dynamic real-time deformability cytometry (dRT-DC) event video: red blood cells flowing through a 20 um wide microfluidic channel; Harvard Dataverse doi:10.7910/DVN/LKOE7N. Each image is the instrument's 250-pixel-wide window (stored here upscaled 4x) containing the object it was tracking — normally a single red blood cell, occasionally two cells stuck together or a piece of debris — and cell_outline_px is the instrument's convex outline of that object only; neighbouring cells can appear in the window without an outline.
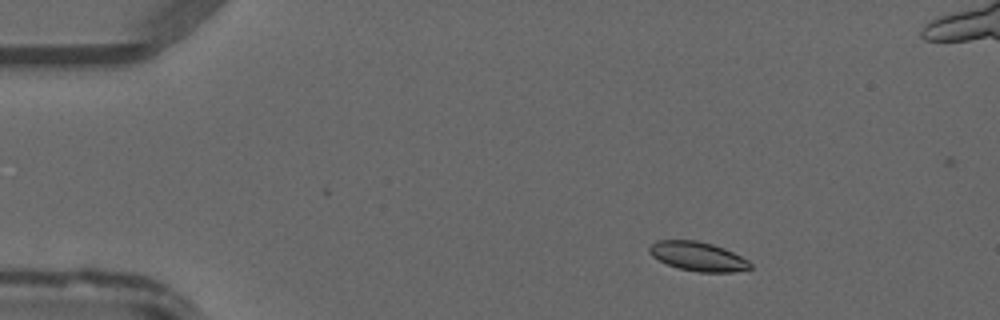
{"species": "common noctule bat (a hibernating species)", "species_latin": "Nyctalus noctula", "temperature_condition": "warm", "stored_images_in_passage": 47, "camera_frame_rate_fps": 3000, "um_per_image_px": 0.085, "animal": {"sex": "male", "forearm_length_mm": 52.5}, "frame": {"image": 1, "passage_image": 6, "time_ms": 1.667, "image_size_px": [1000, 320], "cell_outline_px": [[752, 268], [732, 272], [700, 272], [680, 268], [668, 264], [652, 256], [648, 252], [648, 248], [656, 240], [696, 240], [712, 244], [724, 248], [748, 260], [752, 264]], "centroid_in_image_um": [59.32, 21.78], "position_along_channel_um": 25.7, "area_um2": 16.99}}
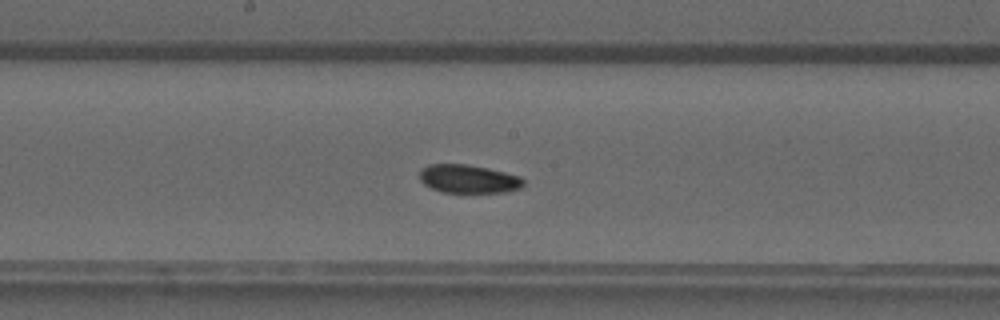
{"frame": {"image": 2, "passage_image": 24, "time_ms": 7.667, "image_size_px": [1000, 320], "cell_outline_px": [[524, 188], [508, 192], [444, 192], [432, 188], [424, 184], [420, 180], [420, 168], [428, 164], [468, 164], [488, 168], [520, 176], [524, 180]], "centroid_in_image_um": [39.85, 15.2], "position_along_channel_um": 208.4, "area_um2": 17.34}}
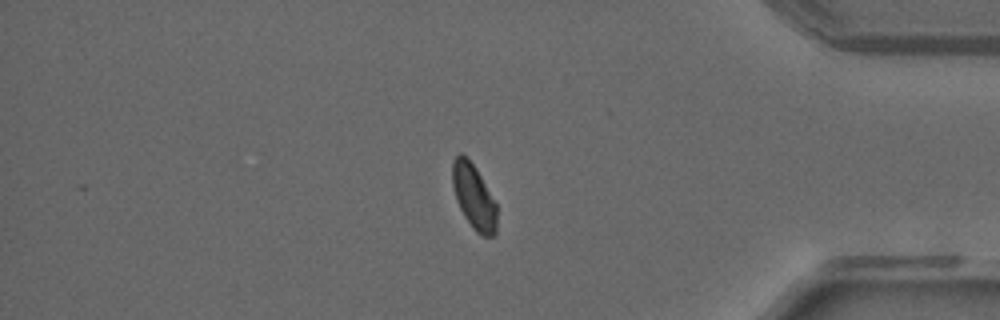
{"frame": {"image": 3, "passage_image": 39, "time_ms": 12.667, "image_size_px": [1000, 320], "cell_outline_px": [[496, 236], [480, 236], [472, 228], [464, 216], [456, 200], [452, 184], [452, 160], [460, 152], [476, 168], [496, 204]], "centroid_in_image_um": [40.26, 16.75], "position_along_channel_um": 394.9, "area_um2": 16.7}}